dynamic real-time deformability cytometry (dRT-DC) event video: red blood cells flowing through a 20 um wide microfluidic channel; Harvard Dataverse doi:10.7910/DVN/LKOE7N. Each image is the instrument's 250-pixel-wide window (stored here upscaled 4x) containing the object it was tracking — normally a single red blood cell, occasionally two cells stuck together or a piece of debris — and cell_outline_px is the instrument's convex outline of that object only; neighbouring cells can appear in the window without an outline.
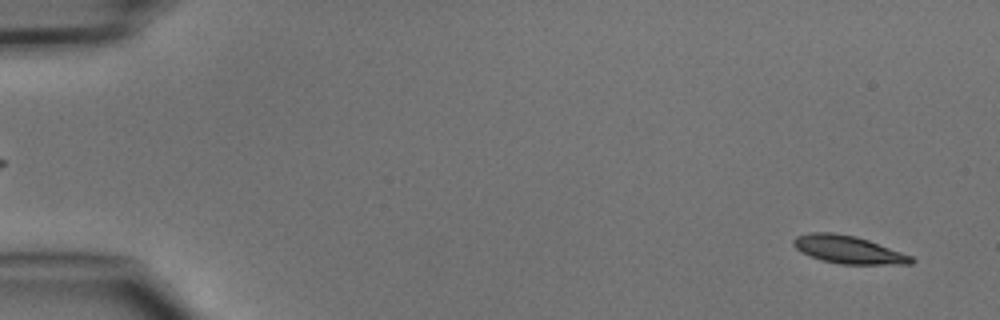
{"species": "common noctule bat (a hibernating species)", "species_latin": "Nyctalus noctula", "temperature_condition": "cold", "stored_images_in_passage": 6, "camera_frame_rate_fps": 3000, "um_per_image_px": 0.085, "animal": {"sex": "male", "body_mass_g": 15.6}, "frame": {"image": 1, "passage_image": 6, "time_ms": 5.667, "image_size_px": [1000, 320], "cell_outline_px": [[916, 260], [912, 264], [840, 264], [824, 260], [800, 252], [792, 244], [792, 240], [796, 236], [812, 232], [832, 232], [856, 236], [868, 240], [912, 256]], "centroid_in_image_um": [72.1, 21.21], "position_along_channel_um": 12.9, "area_um2": 18.96}}